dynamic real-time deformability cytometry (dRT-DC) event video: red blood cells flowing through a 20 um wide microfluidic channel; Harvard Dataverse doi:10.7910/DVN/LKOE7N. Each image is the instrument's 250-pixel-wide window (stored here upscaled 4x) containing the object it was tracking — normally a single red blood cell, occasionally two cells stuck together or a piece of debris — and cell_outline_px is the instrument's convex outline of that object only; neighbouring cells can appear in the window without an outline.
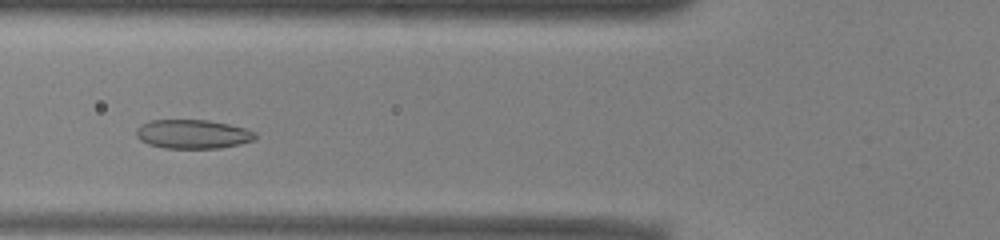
{"species": "common noctule bat (a hibernating species)", "species_latin": "Nyctalus noctula", "temperature_condition": "warm", "stored_images_in_passage": 43, "camera_frame_rate_fps": 3000, "um_per_image_px": 0.085, "animal": {"sex": "male", "body_mass_g": 13.0, "forearm_length_mm": 53.1}, "frame": {"image": 1, "passage_image": 11, "time_ms": 3.333, "image_size_px": [1000, 240], "cell_outline_px": [[256, 136], [252, 140], [240, 144], [220, 148], [164, 148], [148, 144], [140, 140], [136, 136], [136, 128], [140, 124], [152, 120], [208, 120], [228, 124], [244, 128], [256, 132]], "centroid_in_image_um": [16.35, 11.4], "position_along_channel_um": 109.4, "area_um2": 20.11}}
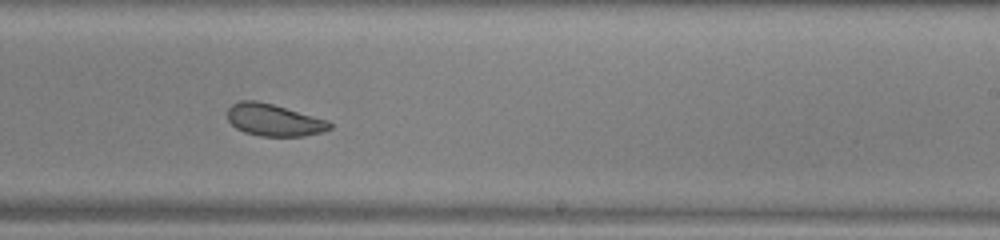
{"frame": {"image": 2, "passage_image": 23, "time_ms": 7.333, "image_size_px": [1000, 240], "cell_outline_px": [[332, 128], [320, 132], [304, 136], [260, 136], [244, 132], [236, 128], [228, 120], [228, 108], [232, 104], [240, 100], [256, 100], [272, 104], [328, 120], [332, 124]], "centroid_in_image_um": [23.27, 10.2], "position_along_channel_um": 265.7, "area_um2": 19.02}}
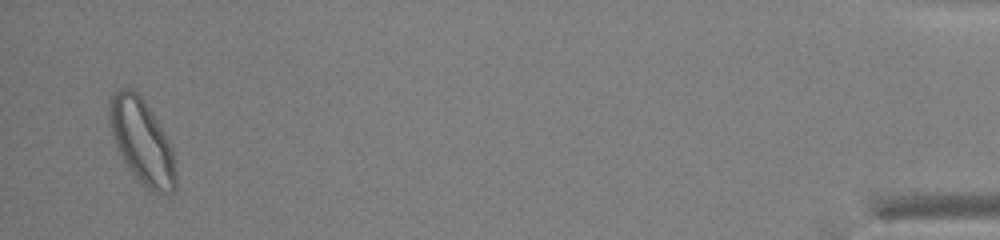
{"frame": {"image": 3, "passage_image": 42, "time_ms": 13.667, "image_size_px": [1000, 240], "cell_outline_px": [[176, 188], [172, 192], [160, 192], [148, 188], [128, 168], [112, 136], [108, 124], [108, 104], [112, 96], [120, 88], [132, 88], [140, 96], [164, 132], [168, 140], [172, 152], [176, 168]], "centroid_in_image_um": [12.04, 11.99], "position_along_channel_um": 423.2, "area_um2": 31.96}, "authors_computed_cell_mechanics": {"area_um2": 22.4264, "velocity_mm_per_s": 3.9135, "shape_relaxation_time_tau1_ms": null, "shape_relaxation_time_tau2_ms": 1.9345, "deformation_change_tau1": null, "deformation_change_tau2": 0.0737}}